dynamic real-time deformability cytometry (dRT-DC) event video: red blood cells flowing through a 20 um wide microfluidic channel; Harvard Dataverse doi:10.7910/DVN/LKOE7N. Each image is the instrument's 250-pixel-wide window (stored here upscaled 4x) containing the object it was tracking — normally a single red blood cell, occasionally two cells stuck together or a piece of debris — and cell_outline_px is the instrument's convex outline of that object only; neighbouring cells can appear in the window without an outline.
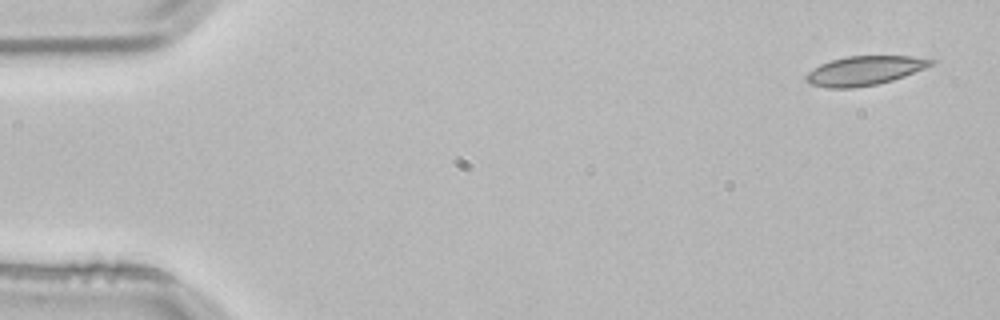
{"species": "common noctule bat (a hibernating species)", "species_latin": "Nyctalus noctula", "temperature_condition": "room temperature", "stored_images_in_passage": 3, "camera_frame_rate_fps": 3000, "um_per_image_px": 0.085, "animal": {"sex": "male", "body_mass_g": 21.5, "forearm_length_mm": 52.0}, "frame": {"image": 1, "passage_image": 1, "time_ms": 0.0, "image_size_px": [1000, 320], "cell_outline_px": [[936, 60], [932, 64], [924, 68], [904, 76], [892, 80], [876, 84], [852, 88], [828, 88], [812, 84], [804, 80], [804, 76], [808, 72], [820, 64], [832, 60], [848, 56], [912, 56]], "centroid_in_image_um": [73.45, 6.0], "position_along_channel_um": 11.5, "area_um2": 21.04}}
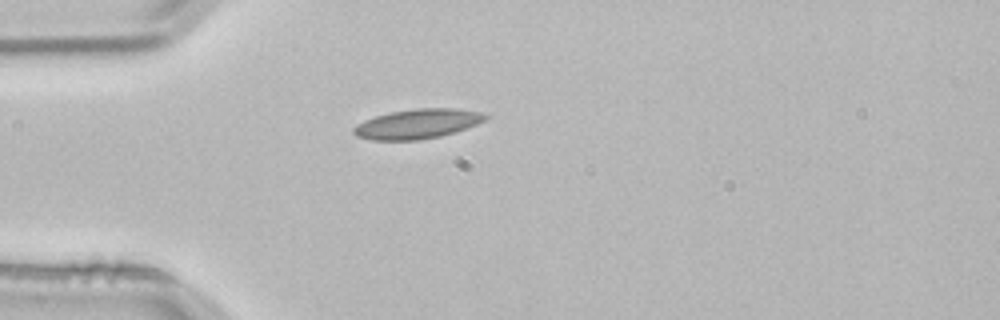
{"frame": {"image": 2, "passage_image": 3, "time_ms": 0.667, "image_size_px": [1000, 320], "cell_outline_px": [[488, 120], [440, 136], [416, 140], [372, 140], [356, 136], [352, 132], [352, 128], [356, 124], [364, 120], [388, 112], [416, 108], [456, 108], [484, 112], [488, 116]], "centroid_in_image_um": [35.47, 10.51], "position_along_channel_um": 49.5, "area_um2": 22.83}}